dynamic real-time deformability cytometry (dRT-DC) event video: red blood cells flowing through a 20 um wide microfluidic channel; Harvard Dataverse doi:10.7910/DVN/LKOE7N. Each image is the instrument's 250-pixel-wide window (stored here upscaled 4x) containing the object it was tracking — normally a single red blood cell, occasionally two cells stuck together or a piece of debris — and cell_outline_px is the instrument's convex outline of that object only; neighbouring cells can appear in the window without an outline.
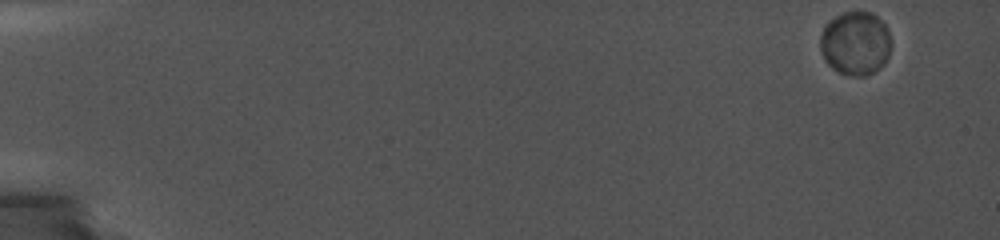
{"species": "common noctule bat (a hibernating species)", "species_latin": "Nyctalus noctula", "temperature_condition": "cold", "stored_images_in_passage": 21, "camera_frame_rate_fps": 5000, "um_per_image_px": 0.085, "animal": {"sex": "female", "body_mass_g": 19.0, "forearm_length_mm": 56.7}, "frame": {"image": 1, "passage_image": 1, "time_ms": 0.0, "image_size_px": [1000, 240], "cell_outline_px": [[892, 44], [888, 56], [884, 64], [872, 72], [864, 76], [856, 76], [840, 72], [832, 68], [824, 60], [820, 48], [820, 36], [824, 24], [836, 16], [844, 12], [868, 12], [876, 16], [888, 28]], "centroid_in_image_um": [72.71, 3.67], "position_along_channel_um": 12.3, "area_um2": 26.36}}
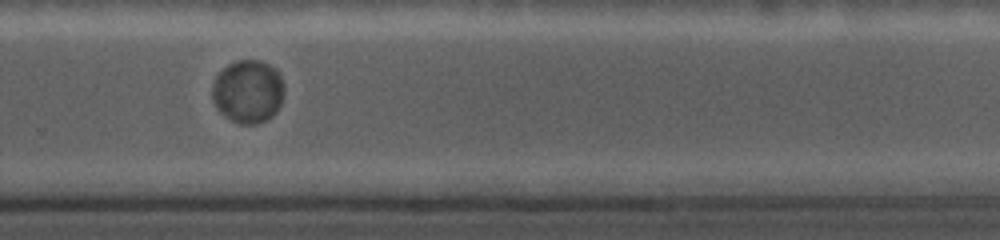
{"frame": {"image": 2, "passage_image": 18, "time_ms": 12.8, "image_size_px": [1000, 240], "cell_outline_px": [[284, 92], [280, 104], [276, 112], [268, 120], [256, 124], [240, 124], [224, 116], [216, 108], [212, 100], [212, 84], [216, 76], [228, 64], [236, 60], [260, 60], [276, 68], [280, 72], [284, 84]], "centroid_in_image_um": [21.09, 7.77], "position_along_channel_um": 308.7, "area_um2": 26.88}}
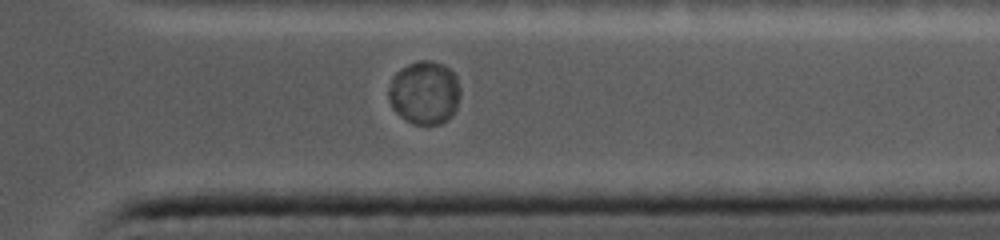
{"frame": {"image": 3, "passage_image": 21, "time_ms": 14.6, "image_size_px": [1000, 240], "cell_outline_px": [[460, 96], [456, 108], [452, 116], [440, 124], [412, 124], [400, 116], [392, 108], [388, 100], [388, 88], [392, 76], [400, 68], [408, 64], [420, 60], [432, 60], [444, 64], [456, 76], [460, 88]], "centroid_in_image_um": [36.07, 7.87], "position_along_channel_um": 375.3, "area_um2": 26.82}}